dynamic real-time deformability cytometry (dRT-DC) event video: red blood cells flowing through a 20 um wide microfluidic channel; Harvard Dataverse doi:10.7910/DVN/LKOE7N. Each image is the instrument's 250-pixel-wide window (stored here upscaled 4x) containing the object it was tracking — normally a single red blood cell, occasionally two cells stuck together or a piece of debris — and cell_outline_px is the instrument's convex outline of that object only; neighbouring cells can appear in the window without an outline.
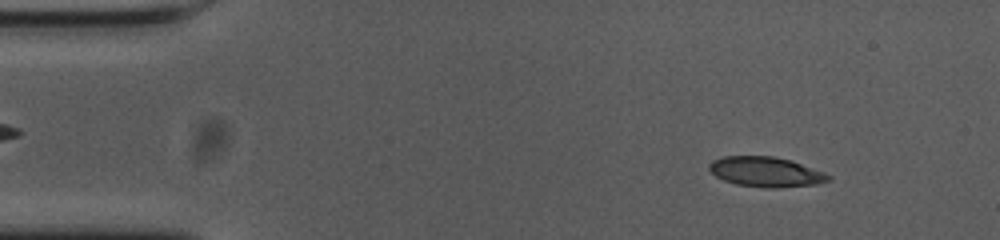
{"species": "common noctule bat (a hibernating species)", "species_latin": "Nyctalus noctula", "temperature_condition": "cold", "stored_images_in_passage": 19, "camera_frame_rate_fps": 3000, "um_per_image_px": 0.085, "animal": {"sex": "female", "body_mass_g": 23.0, "forearm_length_mm": 53.4}, "frame": {"image": 1, "passage_image": 5, "time_ms": 1.333, "image_size_px": [1000, 240], "cell_outline_px": [[832, 180], [816, 184], [776, 188], [764, 188], [736, 184], [724, 180], [716, 176], [708, 168], [708, 164], [712, 160], [724, 156], [772, 156], [792, 160], [824, 172], [832, 176]], "centroid_in_image_um": [65.11, 14.61], "position_along_channel_um": 19.9, "area_um2": 20.98}}
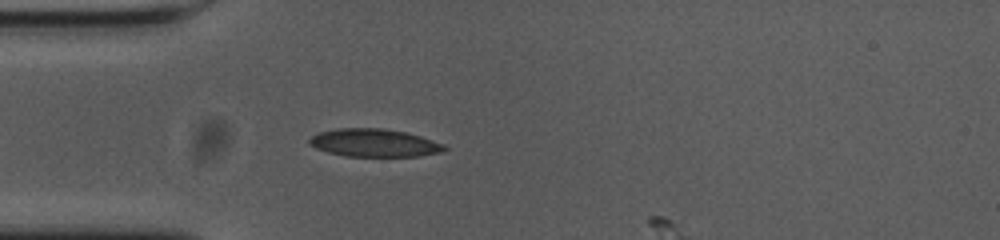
{"frame": {"image": 2, "passage_image": 14, "time_ms": 4.333, "image_size_px": [1000, 240], "cell_outline_px": [[448, 148], [444, 152], [420, 156], [344, 156], [328, 152], [316, 148], [308, 144], [308, 140], [312, 136], [320, 132], [340, 128], [384, 128], [404, 132], [420, 136], [444, 144]], "centroid_in_image_um": [31.83, 12.15], "position_along_channel_um": 53.2, "area_um2": 21.96}}
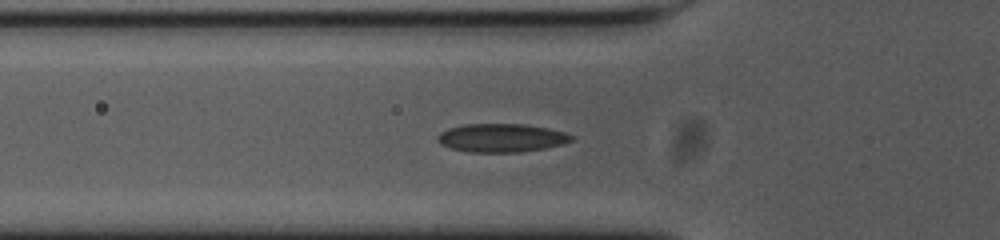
{"frame": {"image": 3, "passage_image": 17, "time_ms": 5.333, "image_size_px": [1000, 240], "cell_outline_px": [[576, 136], [572, 140], [564, 144], [544, 148], [520, 152], [472, 152], [452, 148], [440, 144], [436, 140], [436, 136], [440, 132], [448, 128], [464, 124], [524, 124], [548, 128], [564, 132]], "centroid_in_image_um": [42.62, 11.71], "position_along_channel_um": 83.2, "area_um2": 22.25}}